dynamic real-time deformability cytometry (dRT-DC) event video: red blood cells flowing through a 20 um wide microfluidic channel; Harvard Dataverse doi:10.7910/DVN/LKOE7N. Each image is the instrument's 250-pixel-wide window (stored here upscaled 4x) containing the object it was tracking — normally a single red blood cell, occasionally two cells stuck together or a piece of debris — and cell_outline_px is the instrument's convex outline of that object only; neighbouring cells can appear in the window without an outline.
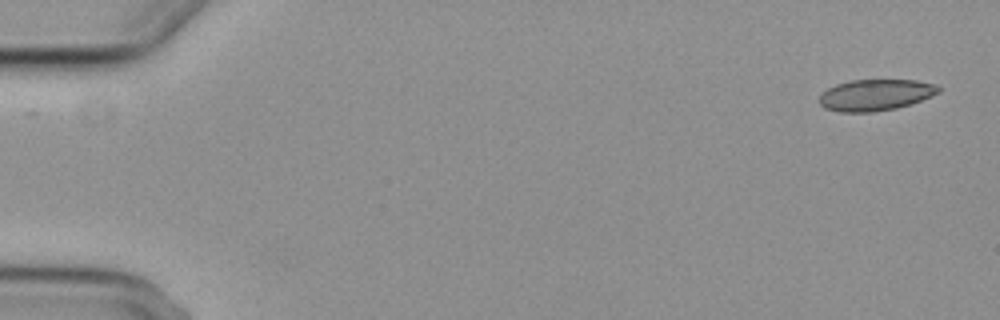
{"species": "common noctule bat (a hibernating species)", "species_latin": "Nyctalus noctula", "temperature_condition": "cold", "stored_images_in_passage": 5, "camera_frame_rate_fps": 3000, "um_per_image_px": 0.085, "animal": {"sex": "female", "body_mass_g": 29.2, "forearm_length_mm": 56.3}, "frame": {"image": 1, "passage_image": 1, "time_ms": 0.0, "image_size_px": [1000, 320], "cell_outline_px": [[940, 92], [932, 96], [896, 108], [872, 112], [840, 112], [824, 108], [820, 104], [820, 96], [828, 88], [836, 84], [852, 80], [916, 80], [936, 84], [940, 88]], "centroid_in_image_um": [74.42, 8.07], "position_along_channel_um": 10.6, "area_um2": 21.62}}
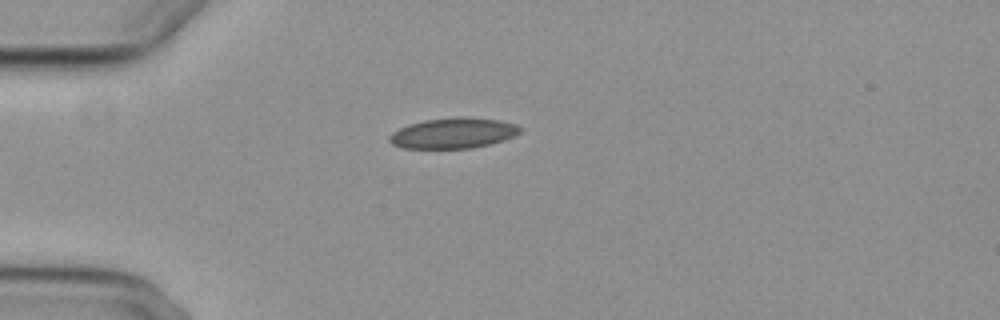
{"frame": {"image": 2, "passage_image": 4, "time_ms": 4.333, "image_size_px": [1000, 320], "cell_outline_px": [[524, 128], [516, 136], [504, 140], [472, 148], [400, 148], [392, 144], [388, 140], [388, 136], [392, 132], [408, 124], [424, 120], [456, 116], [468, 116], [500, 120], [516, 124]], "centroid_in_image_um": [38.54, 11.3], "position_along_channel_um": 46.5, "area_um2": 23.64}}